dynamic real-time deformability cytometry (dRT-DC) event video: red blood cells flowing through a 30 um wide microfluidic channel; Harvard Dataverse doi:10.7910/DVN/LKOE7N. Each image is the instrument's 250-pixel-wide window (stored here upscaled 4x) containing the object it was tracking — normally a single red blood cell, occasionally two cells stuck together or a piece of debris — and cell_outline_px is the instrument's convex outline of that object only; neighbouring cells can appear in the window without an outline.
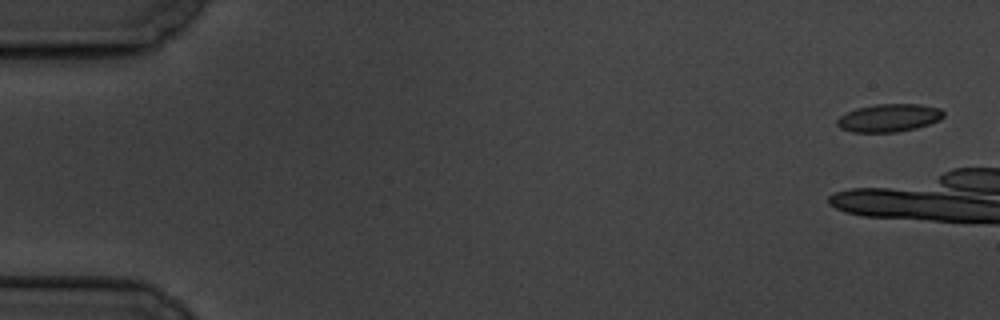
{"species": "common noctule bat (a hibernating species)", "species_latin": "Nyctalus noctula", "temperature_condition": "cold", "stored_images_in_passage": 4, "camera_frame_rate_fps": 3000, "um_per_image_px": 0.085, "animal": {"sex": "male", "body_mass_g": 19.5, "forearm_length_mm": 54.6}, "frame": {"image": 1, "passage_image": 1, "time_ms": 0.0, "image_size_px": [1000, 320], "cell_outline_px": [[944, 116], [940, 120], [916, 128], [896, 132], [852, 132], [840, 128], [836, 124], [836, 120], [840, 116], [856, 108], [876, 104], [920, 104], [940, 108], [944, 112]], "centroid_in_image_um": [75.56, 10.02], "position_along_channel_um": 9.4, "area_um2": 17.34}}